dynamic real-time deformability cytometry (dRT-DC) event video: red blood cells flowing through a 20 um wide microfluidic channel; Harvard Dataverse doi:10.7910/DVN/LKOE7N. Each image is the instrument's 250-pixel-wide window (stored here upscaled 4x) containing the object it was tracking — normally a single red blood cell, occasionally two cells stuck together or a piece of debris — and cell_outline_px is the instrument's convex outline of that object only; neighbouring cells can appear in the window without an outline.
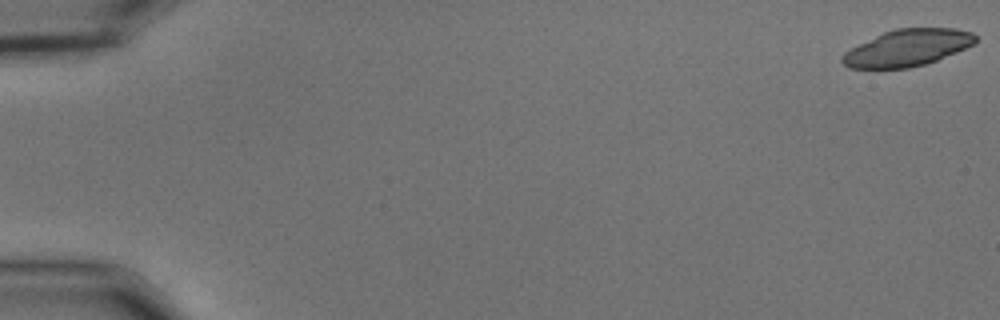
{"species": "common noctule bat (a hibernating species)", "species_latin": "Nyctalus noctula", "temperature_condition": "cold", "stored_images_in_passage": 56, "camera_frame_rate_fps": 3000, "um_per_image_px": 0.085, "animal": {"sex": "male", "body_mass_g": 15.6}, "frame": {"image": 1, "passage_image": 1, "time_ms": 0.0, "image_size_px": [1000, 320], "cell_outline_px": [[976, 40], [972, 44], [956, 52], [936, 60], [924, 64], [908, 68], [848, 68], [840, 60], [844, 52], [884, 32], [896, 28], [956, 28], [972, 32], [976, 36]], "centroid_in_image_um": [77.13, 4.06], "position_along_channel_um": 7.9, "area_um2": 28.09}}
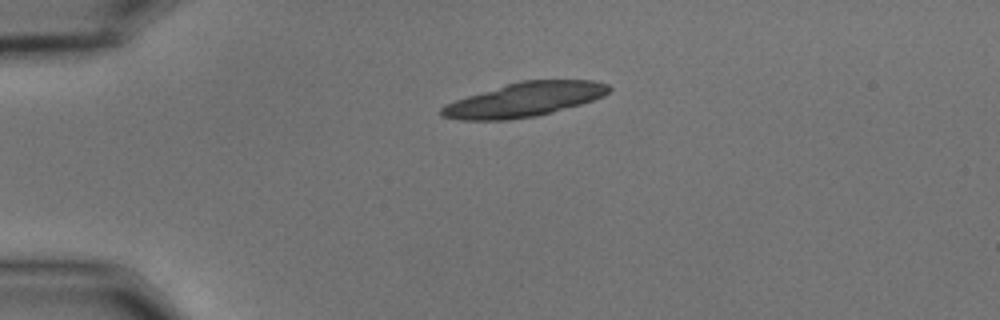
{"frame": {"image": 2, "passage_image": 14, "time_ms": 4.333, "image_size_px": [1000, 320], "cell_outline_px": [[612, 88], [604, 96], [580, 104], [552, 112], [536, 116], [508, 120], [460, 120], [440, 116], [440, 108], [444, 104], [468, 96], [520, 80], [592, 80], [608, 84]], "centroid_in_image_um": [44.56, 8.47], "position_along_channel_um": 40.4, "area_um2": 33.18}}